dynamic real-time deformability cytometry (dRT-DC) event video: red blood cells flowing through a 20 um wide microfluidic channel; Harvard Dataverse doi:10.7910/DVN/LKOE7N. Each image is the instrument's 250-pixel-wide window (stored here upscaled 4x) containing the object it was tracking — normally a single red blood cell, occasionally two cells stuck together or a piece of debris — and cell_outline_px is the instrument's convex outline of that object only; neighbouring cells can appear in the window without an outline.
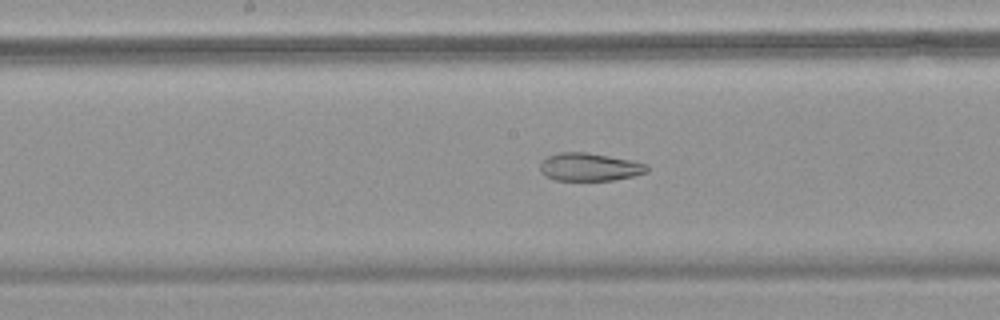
{"species": "common noctule bat (a hibernating species)", "species_latin": "Nyctalus noctula", "temperature_condition": "warm", "stored_images_in_passage": 49, "camera_frame_rate_fps": 3000, "um_per_image_px": 0.085, "animal": {"sex": "female", "body_mass_g": 18.4}, "frame": {"image": 1, "passage_image": 26, "time_ms": 8.333, "image_size_px": [1000, 320], "cell_outline_px": [[648, 172], [616, 180], [556, 180], [544, 176], [540, 172], [540, 164], [548, 156], [560, 152], [584, 152], [608, 156], [648, 164]], "centroid_in_image_um": [50.09, 14.2], "position_along_channel_um": 198.1, "area_um2": 17.28}}
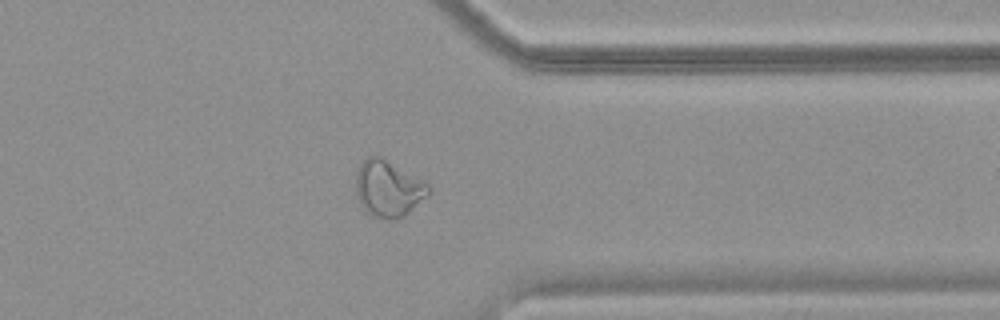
{"frame": {"image": 2, "passage_image": 39, "time_ms": 12.667, "image_size_px": [1000, 320], "cell_outline_px": [[432, 192], [428, 196], [404, 216], [392, 220], [388, 220], [372, 216], [360, 204], [356, 196], [356, 172], [360, 164], [368, 156], [380, 156], [428, 184]], "centroid_in_image_um": [32.99, 16.05], "position_along_channel_um": 378.4, "area_um2": 23.76}}
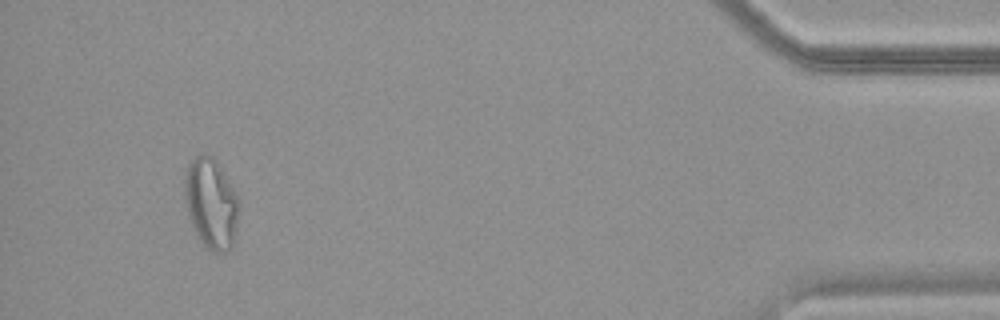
{"frame": {"image": 3, "passage_image": 46, "time_ms": 15.0, "image_size_px": [1000, 320], "cell_outline_px": [[240, 204], [236, 232], [232, 248], [224, 252], [212, 252], [200, 240], [188, 216], [184, 196], [184, 176], [188, 164], [196, 156], [212, 156], [216, 160], [236, 196]], "centroid_in_image_um": [17.94, 17.32], "position_along_channel_um": 417.3, "area_um2": 28.32}}